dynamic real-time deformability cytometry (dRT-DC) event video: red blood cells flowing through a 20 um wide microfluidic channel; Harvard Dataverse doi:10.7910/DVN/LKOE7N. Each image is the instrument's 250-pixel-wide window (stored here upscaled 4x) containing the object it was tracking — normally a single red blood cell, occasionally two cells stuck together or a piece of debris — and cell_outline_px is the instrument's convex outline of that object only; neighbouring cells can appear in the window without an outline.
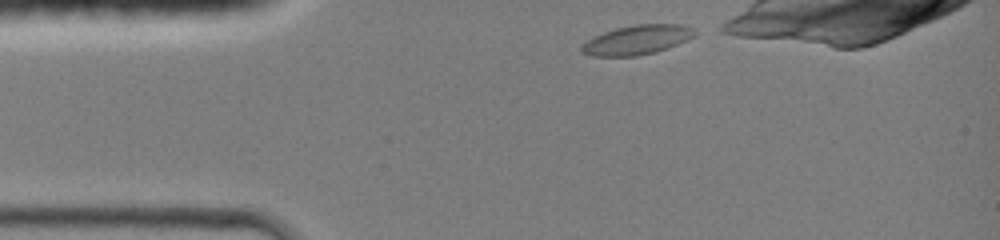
{"species": "common noctule bat (a hibernating species)", "species_latin": "Nyctalus noctula", "temperature_condition": "room temperature", "stored_images_in_passage": 32, "camera_frame_rate_fps": 3000, "um_per_image_px": 0.085, "animal": {"sex": "female", "body_mass_g": 19.0, "forearm_length_mm": 51.5}, "frame": {"image": 1, "passage_image": 1, "time_ms": 0.0, "image_size_px": [1000, 240], "cell_outline_px": [[696, 36], [656, 52], [636, 56], [592, 56], [580, 52], [580, 44], [592, 36], [616, 28], [636, 24], [680, 24], [692, 28], [696, 32]], "centroid_in_image_um": [54.09, 3.39], "position_along_channel_um": 30.9, "area_um2": 19.48}}
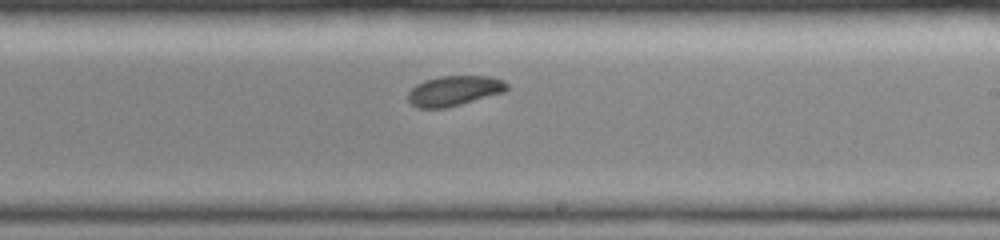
{"frame": {"image": 2, "passage_image": 19, "time_ms": 6.0, "image_size_px": [1000, 240], "cell_outline_px": [[508, 88], [504, 92], [460, 104], [444, 108], [420, 108], [412, 104], [408, 100], [408, 92], [416, 84], [424, 80], [440, 76], [492, 76], [504, 80], [508, 84]], "centroid_in_image_um": [38.61, 7.7], "position_along_channel_um": 250.4, "area_um2": 17.28}}
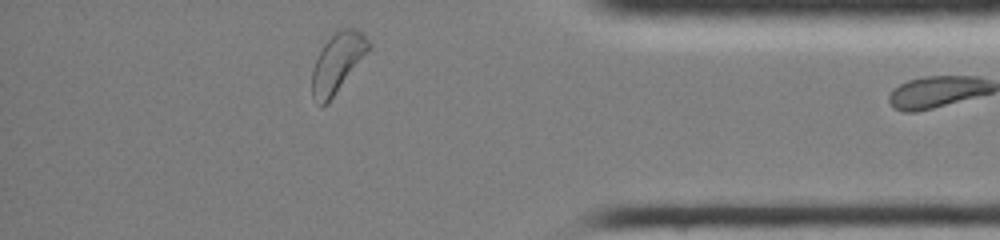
{"frame": {"image": 3, "passage_image": 31, "time_ms": 10.0, "image_size_px": [1000, 240], "cell_outline_px": [[372, 48], [328, 104], [320, 108], [312, 96], [312, 68], [324, 44], [336, 32], [344, 28], [356, 28], [372, 44]], "centroid_in_image_um": [28.7, 5.38], "position_along_channel_um": 406.5, "area_um2": 19.71}}